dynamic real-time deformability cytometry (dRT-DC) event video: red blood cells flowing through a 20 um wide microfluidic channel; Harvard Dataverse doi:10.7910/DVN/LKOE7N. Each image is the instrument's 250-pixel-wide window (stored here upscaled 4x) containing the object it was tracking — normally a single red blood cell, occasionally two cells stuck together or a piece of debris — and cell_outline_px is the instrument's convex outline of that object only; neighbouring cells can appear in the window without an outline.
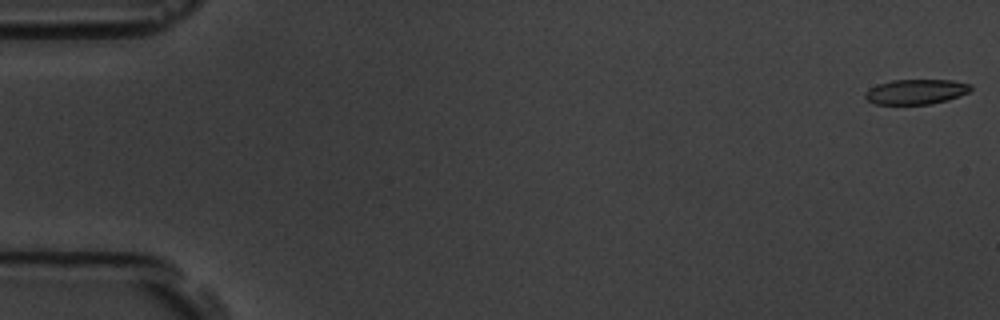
{"species": "common noctule bat (a hibernating species)", "species_latin": "Nyctalus noctula", "temperature_condition": "room temperature", "stored_images_in_passage": 5, "camera_frame_rate_fps": 3000, "um_per_image_px": 0.085, "animal": {"sex": "male", "body_mass_g": 19.5, "forearm_length_mm": 54.6}, "frame": {"image": 1, "passage_image": 1, "time_ms": 0.0, "image_size_px": [1000, 320], "cell_outline_px": [[972, 88], [968, 92], [948, 100], [928, 104], [876, 104], [868, 100], [864, 96], [864, 92], [868, 88], [876, 84], [892, 80], [952, 80], [972, 84]], "centroid_in_image_um": [77.83, 7.79], "position_along_channel_um": 7.2, "area_um2": 15.43}}